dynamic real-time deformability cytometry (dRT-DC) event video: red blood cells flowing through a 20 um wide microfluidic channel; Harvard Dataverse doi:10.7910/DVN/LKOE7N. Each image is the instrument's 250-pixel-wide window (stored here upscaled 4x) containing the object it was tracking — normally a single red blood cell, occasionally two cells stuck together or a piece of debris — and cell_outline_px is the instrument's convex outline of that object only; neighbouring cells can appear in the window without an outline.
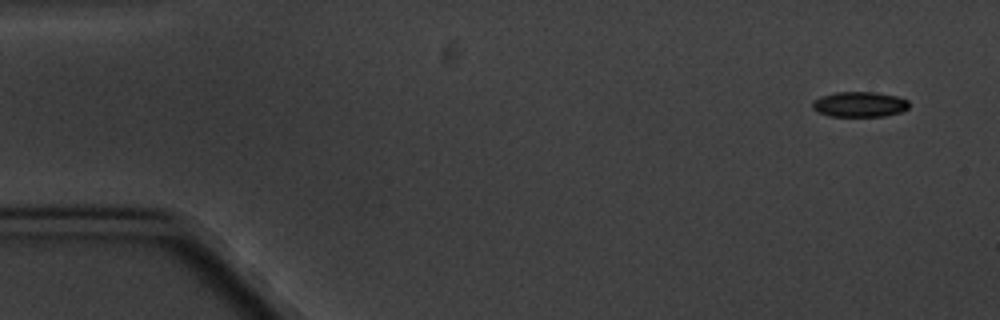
{"species": "common noctule bat (a hibernating species)", "species_latin": "Nyctalus noctula", "temperature_condition": "cold", "stored_images_in_passage": 4, "camera_frame_rate_fps": 3000, "um_per_image_px": 0.085, "animal": {"sex": "male", "body_mass_g": 20.1, "forearm_length_mm": 53.5}, "frame": {"image": 1, "passage_image": 1, "time_ms": 0.0, "image_size_px": [1000, 320], "cell_outline_px": [[908, 108], [900, 112], [884, 116], [828, 116], [816, 112], [812, 108], [812, 100], [820, 96], [836, 92], [872, 92], [896, 96], [908, 100]], "centroid_in_image_um": [73.0, 8.87], "position_along_channel_um": 12.0, "area_um2": 14.28}}